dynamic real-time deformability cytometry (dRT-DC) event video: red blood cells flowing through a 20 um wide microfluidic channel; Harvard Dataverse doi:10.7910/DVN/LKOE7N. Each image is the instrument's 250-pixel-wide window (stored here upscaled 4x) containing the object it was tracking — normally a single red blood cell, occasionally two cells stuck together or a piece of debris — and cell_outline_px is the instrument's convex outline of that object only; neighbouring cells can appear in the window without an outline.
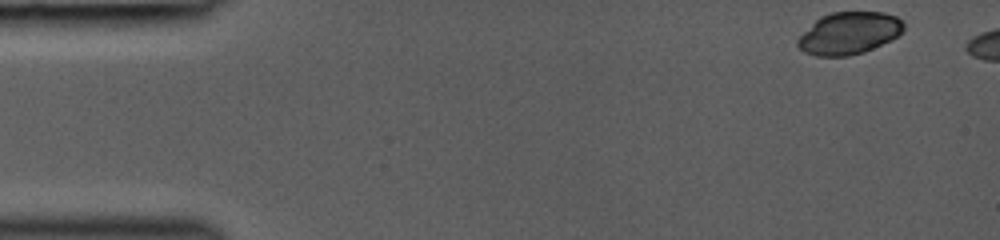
{"species": "common noctule bat (a hibernating species)", "species_latin": "Nyctalus noctula", "temperature_condition": "room temperature", "stored_images_in_passage": 4, "camera_frame_rate_fps": 3000, "um_per_image_px": 0.085, "animal": {"sex": "female", "body_mass_g": 19.0, "forearm_length_mm": 53.3}, "frame": {"image": 1, "passage_image": 1, "time_ms": 0.0, "image_size_px": [1000, 240], "cell_outline_px": [[904, 32], [864, 52], [848, 56], [816, 56], [804, 52], [796, 44], [796, 40], [820, 16], [832, 12], [884, 12], [896, 16], [904, 20]], "centroid_in_image_um": [72.17, 2.81], "position_along_channel_um": 12.8, "area_um2": 25.95}}